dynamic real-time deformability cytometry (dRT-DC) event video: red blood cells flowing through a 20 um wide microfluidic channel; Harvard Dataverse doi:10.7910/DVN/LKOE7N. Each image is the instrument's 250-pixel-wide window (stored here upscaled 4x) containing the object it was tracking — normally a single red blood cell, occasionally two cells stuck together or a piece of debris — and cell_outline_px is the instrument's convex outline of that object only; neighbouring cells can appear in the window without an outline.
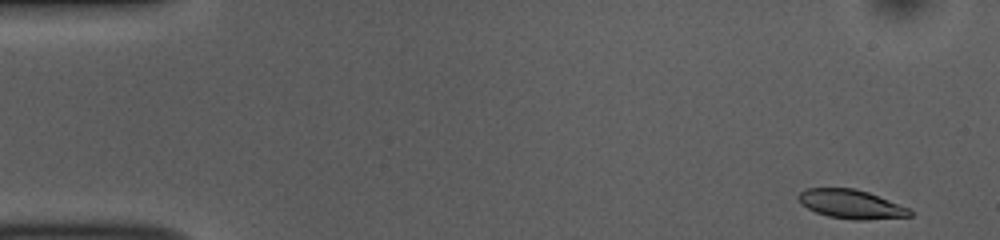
{"species": "common noctule bat (a hibernating species)", "species_latin": "Nyctalus noctula", "temperature_condition": "room temperature", "stored_images_in_passage": 52, "camera_frame_rate_fps": 3000, "um_per_image_px": 0.085, "animal": {"sex": "female", "body_mass_g": 10.0, "forearm_length_mm": 53.1}, "frame": {"image": 1, "passage_image": 1, "time_ms": 0.0, "image_size_px": [1000, 240], "cell_outline_px": [[912, 216], [864, 220], [852, 220], [828, 216], [816, 212], [800, 204], [796, 196], [800, 192], [808, 188], [856, 188], [868, 192], [912, 208]], "centroid_in_image_um": [72.36, 17.35], "position_along_channel_um": 12.6, "area_um2": 19.02}}
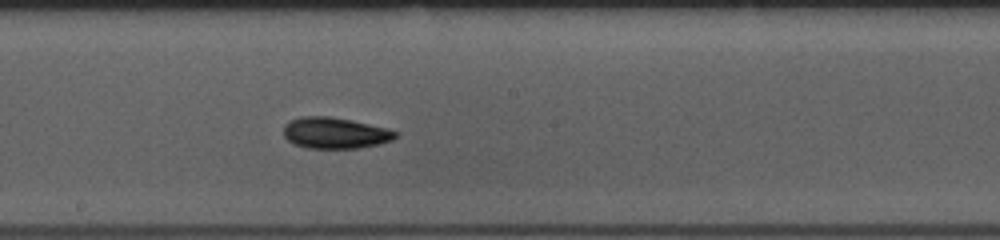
{"frame": {"image": 2, "passage_image": 27, "time_ms": 8.667, "image_size_px": [1000, 240], "cell_outline_px": [[396, 136], [392, 140], [380, 144], [356, 148], [308, 148], [296, 144], [288, 140], [284, 136], [284, 124], [288, 120], [300, 116], [328, 116], [388, 128], [396, 132]], "centroid_in_image_um": [28.44, 11.3], "position_along_channel_um": 219.8, "area_um2": 20.17}}
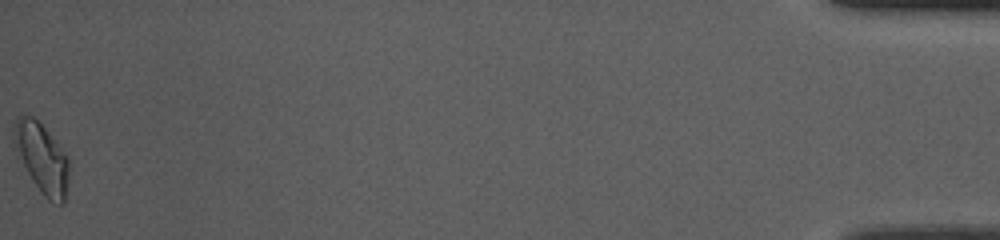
{"frame": {"image": 3, "passage_image": 52, "time_ms": 17.0, "image_size_px": [1000, 240], "cell_outline_px": [[68, 176], [64, 204], [60, 204], [48, 200], [40, 192], [16, 160], [12, 144], [12, 124], [20, 116], [32, 116], [44, 128], [68, 156]], "centroid_in_image_um": [3.47, 13.45], "position_along_channel_um": 431.7, "area_um2": 22.95}, "authors_computed_cell_mechanics": {"area_um2": 19.4497, "velocity_mm_per_s": 3.7104, "shape_relaxation_time_tau1_ms": 2.2248, "shape_relaxation_time_tau2_ms": 2.006, "deformation_change_tau1": 0.1223, "deformation_change_tau2": 0.0777}}